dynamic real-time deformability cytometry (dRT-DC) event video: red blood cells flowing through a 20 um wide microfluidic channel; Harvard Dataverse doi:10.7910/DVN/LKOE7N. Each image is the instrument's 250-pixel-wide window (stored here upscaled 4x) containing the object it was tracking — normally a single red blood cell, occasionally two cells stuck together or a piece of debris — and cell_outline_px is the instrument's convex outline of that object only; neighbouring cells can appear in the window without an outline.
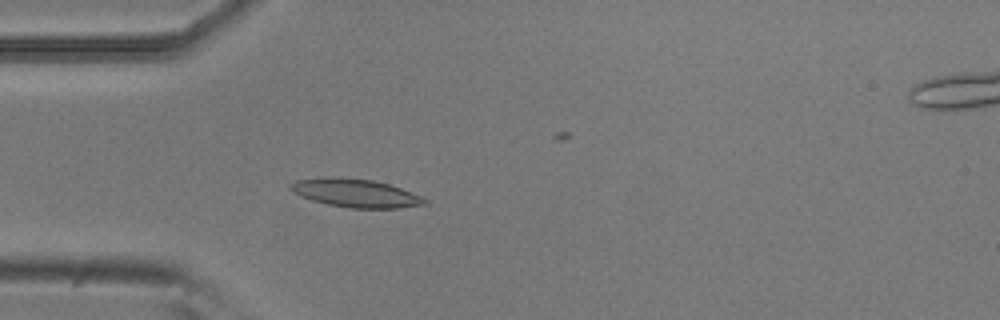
{"species": "common noctule bat (a hibernating species)", "species_latin": "Nyctalus noctula", "temperature_condition": "room temperature", "stored_images_in_passage": 54, "camera_frame_rate_fps": 3000, "um_per_image_px": 0.085, "animal": {"sex": "male", "body_mass_g": 20.5, "forearm_length_mm": 52.5}, "frame": {"image": 1, "passage_image": 15, "time_ms": 4.667, "image_size_px": [1000, 320], "cell_outline_px": [[428, 204], [400, 208], [348, 208], [328, 204], [312, 200], [300, 196], [292, 192], [288, 188], [288, 184], [296, 180], [372, 180], [388, 184], [412, 192], [428, 200]], "centroid_in_image_um": [30.29, 16.48], "position_along_channel_um": 54.7, "area_um2": 21.15}}
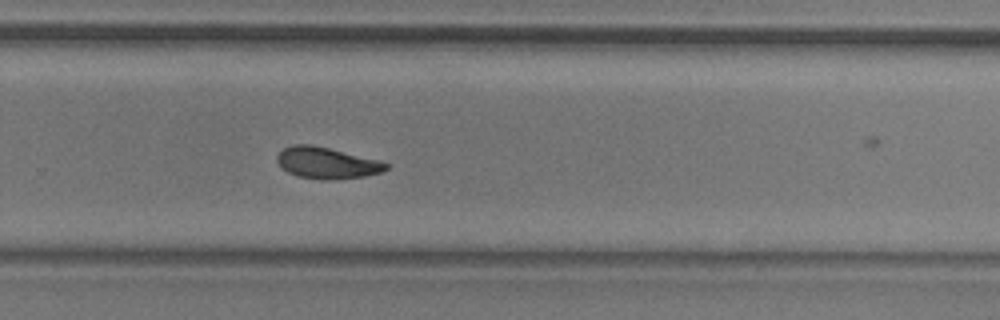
{"frame": {"image": 2, "passage_image": 35, "time_ms": 11.333, "image_size_px": [1000, 320], "cell_outline_px": [[388, 168], [380, 172], [364, 176], [332, 180], [324, 180], [296, 176], [288, 172], [276, 160], [276, 156], [284, 148], [292, 144], [312, 144], [380, 160], [388, 164]], "centroid_in_image_um": [27.77, 13.84], "position_along_channel_um": 302.0, "area_um2": 19.88}}
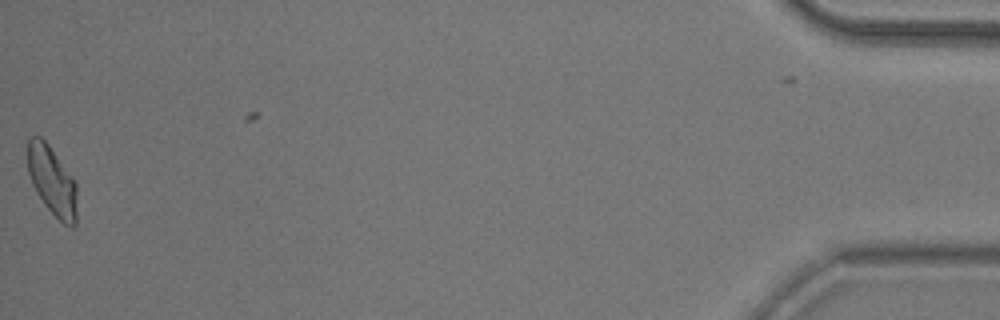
{"frame": {"image": 3, "passage_image": 53, "time_ms": 17.333, "image_size_px": [1000, 320], "cell_outline_px": [[76, 224], [72, 228], [64, 224], [44, 204], [36, 192], [32, 184], [28, 172], [28, 140], [32, 136], [40, 136], [48, 144], [72, 176], [76, 184]], "centroid_in_image_um": [4.43, 15.38], "position_along_channel_um": 430.8, "area_um2": 19.65}, "authors_computed_cell_mechanics": {"area_um2": 20.2589, "velocity_mm_per_s": 3.7901, "shape_relaxation_time_tau1_ms": 3.9837, "shape_relaxation_time_tau2_ms": 3.9882, "deformation_change_tau1": 0.1312, "deformation_change_tau2": 0.0935}}